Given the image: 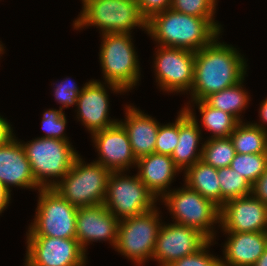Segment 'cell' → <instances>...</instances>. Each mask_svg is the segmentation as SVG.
I'll return each mask as SVG.
<instances>
[{
    "label": "cell",
    "mask_w": 267,
    "mask_h": 266,
    "mask_svg": "<svg viewBox=\"0 0 267 266\" xmlns=\"http://www.w3.org/2000/svg\"><path fill=\"white\" fill-rule=\"evenodd\" d=\"M146 31L160 46L196 52L220 36L222 28L214 17H197L169 8L147 20Z\"/></svg>",
    "instance_id": "cell-2"
},
{
    "label": "cell",
    "mask_w": 267,
    "mask_h": 266,
    "mask_svg": "<svg viewBox=\"0 0 267 266\" xmlns=\"http://www.w3.org/2000/svg\"><path fill=\"white\" fill-rule=\"evenodd\" d=\"M150 210L143 214L120 220L115 250L141 266L152 259L158 232L161 227L159 211Z\"/></svg>",
    "instance_id": "cell-10"
},
{
    "label": "cell",
    "mask_w": 267,
    "mask_h": 266,
    "mask_svg": "<svg viewBox=\"0 0 267 266\" xmlns=\"http://www.w3.org/2000/svg\"><path fill=\"white\" fill-rule=\"evenodd\" d=\"M0 182L10 190V186L39 190L32 174L24 148L15 137L0 146Z\"/></svg>",
    "instance_id": "cell-18"
},
{
    "label": "cell",
    "mask_w": 267,
    "mask_h": 266,
    "mask_svg": "<svg viewBox=\"0 0 267 266\" xmlns=\"http://www.w3.org/2000/svg\"><path fill=\"white\" fill-rule=\"evenodd\" d=\"M190 108L189 105L184 106L179 112L178 143L170 156L180 172H185L202 158L203 144L199 143L202 132L193 109ZM199 144H202L201 148H198Z\"/></svg>",
    "instance_id": "cell-19"
},
{
    "label": "cell",
    "mask_w": 267,
    "mask_h": 266,
    "mask_svg": "<svg viewBox=\"0 0 267 266\" xmlns=\"http://www.w3.org/2000/svg\"><path fill=\"white\" fill-rule=\"evenodd\" d=\"M28 142L21 144L30 162L36 183L41 188L55 187L68 173L75 159L79 156L69 141L37 137ZM57 178L59 179L57 180Z\"/></svg>",
    "instance_id": "cell-5"
},
{
    "label": "cell",
    "mask_w": 267,
    "mask_h": 266,
    "mask_svg": "<svg viewBox=\"0 0 267 266\" xmlns=\"http://www.w3.org/2000/svg\"><path fill=\"white\" fill-rule=\"evenodd\" d=\"M217 0H172L171 9L197 17H215Z\"/></svg>",
    "instance_id": "cell-30"
},
{
    "label": "cell",
    "mask_w": 267,
    "mask_h": 266,
    "mask_svg": "<svg viewBox=\"0 0 267 266\" xmlns=\"http://www.w3.org/2000/svg\"><path fill=\"white\" fill-rule=\"evenodd\" d=\"M42 118V129L46 131L43 138H54L69 141L65 134H63L67 124V119L65 113L60 108L59 110L49 109L45 111Z\"/></svg>",
    "instance_id": "cell-32"
},
{
    "label": "cell",
    "mask_w": 267,
    "mask_h": 266,
    "mask_svg": "<svg viewBox=\"0 0 267 266\" xmlns=\"http://www.w3.org/2000/svg\"><path fill=\"white\" fill-rule=\"evenodd\" d=\"M179 137V115L174 123L159 125L156 137L155 152L163 155H172Z\"/></svg>",
    "instance_id": "cell-31"
},
{
    "label": "cell",
    "mask_w": 267,
    "mask_h": 266,
    "mask_svg": "<svg viewBox=\"0 0 267 266\" xmlns=\"http://www.w3.org/2000/svg\"><path fill=\"white\" fill-rule=\"evenodd\" d=\"M235 155L230 137L212 138L204 142L201 160L218 169L230 167Z\"/></svg>",
    "instance_id": "cell-27"
},
{
    "label": "cell",
    "mask_w": 267,
    "mask_h": 266,
    "mask_svg": "<svg viewBox=\"0 0 267 266\" xmlns=\"http://www.w3.org/2000/svg\"><path fill=\"white\" fill-rule=\"evenodd\" d=\"M119 223L103 204L80 207L76 216V239L85 253L91 242L107 240L115 248Z\"/></svg>",
    "instance_id": "cell-16"
},
{
    "label": "cell",
    "mask_w": 267,
    "mask_h": 266,
    "mask_svg": "<svg viewBox=\"0 0 267 266\" xmlns=\"http://www.w3.org/2000/svg\"><path fill=\"white\" fill-rule=\"evenodd\" d=\"M217 36L210 44L195 52L194 81L189 92L191 102L245 80L247 63L236 48L220 43Z\"/></svg>",
    "instance_id": "cell-1"
},
{
    "label": "cell",
    "mask_w": 267,
    "mask_h": 266,
    "mask_svg": "<svg viewBox=\"0 0 267 266\" xmlns=\"http://www.w3.org/2000/svg\"><path fill=\"white\" fill-rule=\"evenodd\" d=\"M253 266H267V247L265 248L262 256L254 263Z\"/></svg>",
    "instance_id": "cell-40"
},
{
    "label": "cell",
    "mask_w": 267,
    "mask_h": 266,
    "mask_svg": "<svg viewBox=\"0 0 267 266\" xmlns=\"http://www.w3.org/2000/svg\"><path fill=\"white\" fill-rule=\"evenodd\" d=\"M138 177L159 200L180 170L169 155L153 152L137 159ZM168 189V191L166 190Z\"/></svg>",
    "instance_id": "cell-21"
},
{
    "label": "cell",
    "mask_w": 267,
    "mask_h": 266,
    "mask_svg": "<svg viewBox=\"0 0 267 266\" xmlns=\"http://www.w3.org/2000/svg\"><path fill=\"white\" fill-rule=\"evenodd\" d=\"M74 82V81H73ZM70 78L62 80L60 83H56L54 86V96L58 103L62 104L59 108L63 111V108L77 105V99L81 93L82 88L79 89L76 83H73Z\"/></svg>",
    "instance_id": "cell-34"
},
{
    "label": "cell",
    "mask_w": 267,
    "mask_h": 266,
    "mask_svg": "<svg viewBox=\"0 0 267 266\" xmlns=\"http://www.w3.org/2000/svg\"><path fill=\"white\" fill-rule=\"evenodd\" d=\"M242 84L243 80L234 86L211 94L204 101L212 108L220 109L233 115L240 122L243 120L240 118V113L247 108L248 101L250 100V96L243 89Z\"/></svg>",
    "instance_id": "cell-25"
},
{
    "label": "cell",
    "mask_w": 267,
    "mask_h": 266,
    "mask_svg": "<svg viewBox=\"0 0 267 266\" xmlns=\"http://www.w3.org/2000/svg\"><path fill=\"white\" fill-rule=\"evenodd\" d=\"M255 198H258L267 205V168L264 173L252 185V193Z\"/></svg>",
    "instance_id": "cell-36"
},
{
    "label": "cell",
    "mask_w": 267,
    "mask_h": 266,
    "mask_svg": "<svg viewBox=\"0 0 267 266\" xmlns=\"http://www.w3.org/2000/svg\"><path fill=\"white\" fill-rule=\"evenodd\" d=\"M224 232H267V205L252 194L233 198L220 207Z\"/></svg>",
    "instance_id": "cell-14"
},
{
    "label": "cell",
    "mask_w": 267,
    "mask_h": 266,
    "mask_svg": "<svg viewBox=\"0 0 267 266\" xmlns=\"http://www.w3.org/2000/svg\"><path fill=\"white\" fill-rule=\"evenodd\" d=\"M24 266H85L86 253L76 238L27 236Z\"/></svg>",
    "instance_id": "cell-12"
},
{
    "label": "cell",
    "mask_w": 267,
    "mask_h": 266,
    "mask_svg": "<svg viewBox=\"0 0 267 266\" xmlns=\"http://www.w3.org/2000/svg\"><path fill=\"white\" fill-rule=\"evenodd\" d=\"M260 109H259V117H260V121L262 122L260 125L258 123H254L255 125H257L258 127L262 128L265 132H267V128L265 126V124L267 125V98L264 99L261 104H260ZM264 124V125H263ZM265 126V127H264Z\"/></svg>",
    "instance_id": "cell-39"
},
{
    "label": "cell",
    "mask_w": 267,
    "mask_h": 266,
    "mask_svg": "<svg viewBox=\"0 0 267 266\" xmlns=\"http://www.w3.org/2000/svg\"><path fill=\"white\" fill-rule=\"evenodd\" d=\"M38 192L36 214L26 235L76 238L78 208L53 188H40Z\"/></svg>",
    "instance_id": "cell-7"
},
{
    "label": "cell",
    "mask_w": 267,
    "mask_h": 266,
    "mask_svg": "<svg viewBox=\"0 0 267 266\" xmlns=\"http://www.w3.org/2000/svg\"><path fill=\"white\" fill-rule=\"evenodd\" d=\"M80 157L53 189L77 208L103 204L111 172L94 161L86 164Z\"/></svg>",
    "instance_id": "cell-6"
},
{
    "label": "cell",
    "mask_w": 267,
    "mask_h": 266,
    "mask_svg": "<svg viewBox=\"0 0 267 266\" xmlns=\"http://www.w3.org/2000/svg\"><path fill=\"white\" fill-rule=\"evenodd\" d=\"M154 59L156 82L166 92H187L194 81L195 52L158 45Z\"/></svg>",
    "instance_id": "cell-11"
},
{
    "label": "cell",
    "mask_w": 267,
    "mask_h": 266,
    "mask_svg": "<svg viewBox=\"0 0 267 266\" xmlns=\"http://www.w3.org/2000/svg\"><path fill=\"white\" fill-rule=\"evenodd\" d=\"M11 198V190H8L2 182H0V214L7 208Z\"/></svg>",
    "instance_id": "cell-38"
},
{
    "label": "cell",
    "mask_w": 267,
    "mask_h": 266,
    "mask_svg": "<svg viewBox=\"0 0 267 266\" xmlns=\"http://www.w3.org/2000/svg\"><path fill=\"white\" fill-rule=\"evenodd\" d=\"M92 140L100 156L94 162L110 172H125L132 165H137L127 131L120 122L93 133Z\"/></svg>",
    "instance_id": "cell-15"
},
{
    "label": "cell",
    "mask_w": 267,
    "mask_h": 266,
    "mask_svg": "<svg viewBox=\"0 0 267 266\" xmlns=\"http://www.w3.org/2000/svg\"><path fill=\"white\" fill-rule=\"evenodd\" d=\"M162 200L173 215L175 223L196 228L214 241L216 232L212 225L220 223V207L215 203L186 184L173 191L170 189Z\"/></svg>",
    "instance_id": "cell-8"
},
{
    "label": "cell",
    "mask_w": 267,
    "mask_h": 266,
    "mask_svg": "<svg viewBox=\"0 0 267 266\" xmlns=\"http://www.w3.org/2000/svg\"><path fill=\"white\" fill-rule=\"evenodd\" d=\"M230 167L246 178L251 185L264 173L267 168V153L238 154L236 153Z\"/></svg>",
    "instance_id": "cell-29"
},
{
    "label": "cell",
    "mask_w": 267,
    "mask_h": 266,
    "mask_svg": "<svg viewBox=\"0 0 267 266\" xmlns=\"http://www.w3.org/2000/svg\"><path fill=\"white\" fill-rule=\"evenodd\" d=\"M109 103L107 89L101 81L93 79L85 83L77 99V118L91 135L119 122L109 118Z\"/></svg>",
    "instance_id": "cell-17"
},
{
    "label": "cell",
    "mask_w": 267,
    "mask_h": 266,
    "mask_svg": "<svg viewBox=\"0 0 267 266\" xmlns=\"http://www.w3.org/2000/svg\"><path fill=\"white\" fill-rule=\"evenodd\" d=\"M201 114V125L210 131L212 138H227L234 131L239 121L231 114L212 108L204 100L194 101Z\"/></svg>",
    "instance_id": "cell-26"
},
{
    "label": "cell",
    "mask_w": 267,
    "mask_h": 266,
    "mask_svg": "<svg viewBox=\"0 0 267 266\" xmlns=\"http://www.w3.org/2000/svg\"><path fill=\"white\" fill-rule=\"evenodd\" d=\"M131 34H102L100 64L109 89L117 93L132 90L140 79L137 52Z\"/></svg>",
    "instance_id": "cell-3"
},
{
    "label": "cell",
    "mask_w": 267,
    "mask_h": 266,
    "mask_svg": "<svg viewBox=\"0 0 267 266\" xmlns=\"http://www.w3.org/2000/svg\"><path fill=\"white\" fill-rule=\"evenodd\" d=\"M4 53V48L2 46V44L0 43V55Z\"/></svg>",
    "instance_id": "cell-41"
},
{
    "label": "cell",
    "mask_w": 267,
    "mask_h": 266,
    "mask_svg": "<svg viewBox=\"0 0 267 266\" xmlns=\"http://www.w3.org/2000/svg\"><path fill=\"white\" fill-rule=\"evenodd\" d=\"M210 239L196 228L178 223L163 224L158 232L152 259L169 266L173 261L192 255Z\"/></svg>",
    "instance_id": "cell-13"
},
{
    "label": "cell",
    "mask_w": 267,
    "mask_h": 266,
    "mask_svg": "<svg viewBox=\"0 0 267 266\" xmlns=\"http://www.w3.org/2000/svg\"><path fill=\"white\" fill-rule=\"evenodd\" d=\"M222 266H253L267 247V232H225Z\"/></svg>",
    "instance_id": "cell-20"
},
{
    "label": "cell",
    "mask_w": 267,
    "mask_h": 266,
    "mask_svg": "<svg viewBox=\"0 0 267 266\" xmlns=\"http://www.w3.org/2000/svg\"><path fill=\"white\" fill-rule=\"evenodd\" d=\"M14 137L10 123L0 116V146L7 144Z\"/></svg>",
    "instance_id": "cell-37"
},
{
    "label": "cell",
    "mask_w": 267,
    "mask_h": 266,
    "mask_svg": "<svg viewBox=\"0 0 267 266\" xmlns=\"http://www.w3.org/2000/svg\"><path fill=\"white\" fill-rule=\"evenodd\" d=\"M184 174V184L221 207V188L217 168L199 160L188 168Z\"/></svg>",
    "instance_id": "cell-23"
},
{
    "label": "cell",
    "mask_w": 267,
    "mask_h": 266,
    "mask_svg": "<svg viewBox=\"0 0 267 266\" xmlns=\"http://www.w3.org/2000/svg\"><path fill=\"white\" fill-rule=\"evenodd\" d=\"M172 0H137L139 11L147 21L153 15L161 13L171 7Z\"/></svg>",
    "instance_id": "cell-35"
},
{
    "label": "cell",
    "mask_w": 267,
    "mask_h": 266,
    "mask_svg": "<svg viewBox=\"0 0 267 266\" xmlns=\"http://www.w3.org/2000/svg\"><path fill=\"white\" fill-rule=\"evenodd\" d=\"M82 11L73 22L74 29L96 26L101 34H131L137 26L146 30L137 0H82Z\"/></svg>",
    "instance_id": "cell-4"
},
{
    "label": "cell",
    "mask_w": 267,
    "mask_h": 266,
    "mask_svg": "<svg viewBox=\"0 0 267 266\" xmlns=\"http://www.w3.org/2000/svg\"><path fill=\"white\" fill-rule=\"evenodd\" d=\"M122 173V171L110 173L103 205L118 220L137 216L154 209L158 199L144 185L138 175L131 177Z\"/></svg>",
    "instance_id": "cell-9"
},
{
    "label": "cell",
    "mask_w": 267,
    "mask_h": 266,
    "mask_svg": "<svg viewBox=\"0 0 267 266\" xmlns=\"http://www.w3.org/2000/svg\"><path fill=\"white\" fill-rule=\"evenodd\" d=\"M213 240L192 255L173 261L169 266H222L221 258L209 254L208 249Z\"/></svg>",
    "instance_id": "cell-33"
},
{
    "label": "cell",
    "mask_w": 267,
    "mask_h": 266,
    "mask_svg": "<svg viewBox=\"0 0 267 266\" xmlns=\"http://www.w3.org/2000/svg\"><path fill=\"white\" fill-rule=\"evenodd\" d=\"M218 180L221 188V206L230 199L252 193L250 182L231 167L218 168Z\"/></svg>",
    "instance_id": "cell-28"
},
{
    "label": "cell",
    "mask_w": 267,
    "mask_h": 266,
    "mask_svg": "<svg viewBox=\"0 0 267 266\" xmlns=\"http://www.w3.org/2000/svg\"><path fill=\"white\" fill-rule=\"evenodd\" d=\"M126 118L119 121L127 131L132 152L136 159L155 152L160 123L135 106H126Z\"/></svg>",
    "instance_id": "cell-22"
},
{
    "label": "cell",
    "mask_w": 267,
    "mask_h": 266,
    "mask_svg": "<svg viewBox=\"0 0 267 266\" xmlns=\"http://www.w3.org/2000/svg\"><path fill=\"white\" fill-rule=\"evenodd\" d=\"M229 137L238 154L267 153V132L254 123L240 121Z\"/></svg>",
    "instance_id": "cell-24"
}]
</instances>
